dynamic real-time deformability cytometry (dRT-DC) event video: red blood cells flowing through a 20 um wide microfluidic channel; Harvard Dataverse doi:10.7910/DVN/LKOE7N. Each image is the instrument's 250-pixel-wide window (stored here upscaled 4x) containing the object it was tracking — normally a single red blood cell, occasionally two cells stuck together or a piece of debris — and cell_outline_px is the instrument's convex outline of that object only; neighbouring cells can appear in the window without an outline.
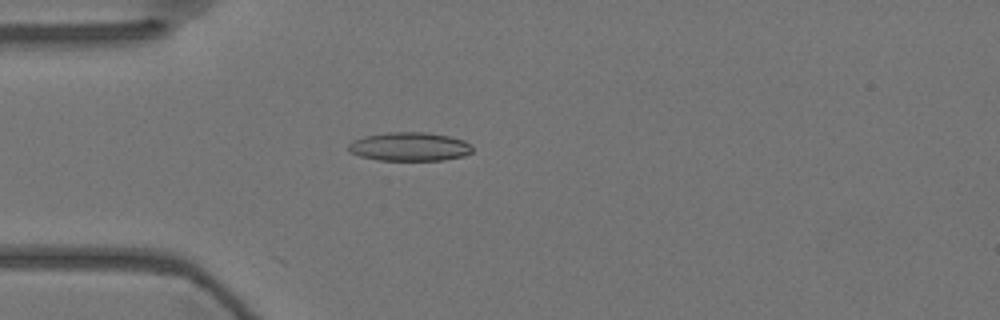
{"species": "Egyptian fruit bat (a non-hibernating species)", "species_latin": "Rousettus aegyptiacus", "temperature_condition": "warm", "stored_images_in_passage": 16, "camera_frame_rate_fps": 3000, "um_per_image_px": 0.085, "animal": {"sex": "female"}, "frame": {"image": 1, "passage_image": 16, "time_ms": 5.0, "image_size_px": [1000, 320], "cell_outline_px": [[472, 152], [464, 156], [444, 160], [380, 160], [360, 156], [348, 152], [348, 144], [352, 140], [364, 136], [388, 132], [424, 132], [448, 136], [464, 140], [472, 148]], "centroid_in_image_um": [34.78, 12.46], "position_along_channel_um": 50.2, "area_um2": 20.75}}